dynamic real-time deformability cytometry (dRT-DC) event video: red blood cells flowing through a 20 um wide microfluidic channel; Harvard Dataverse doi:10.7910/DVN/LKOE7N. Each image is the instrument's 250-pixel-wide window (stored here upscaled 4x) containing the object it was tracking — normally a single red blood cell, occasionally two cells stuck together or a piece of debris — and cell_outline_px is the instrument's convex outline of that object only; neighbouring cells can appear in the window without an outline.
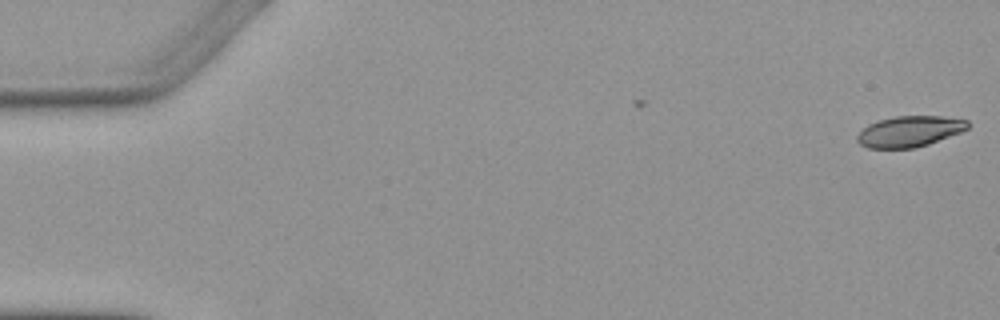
{"species": "Egyptian fruit bat (a non-hibernating species)", "species_latin": "Rousettus aegyptiacus", "temperature_condition": "warm", "stored_images_in_passage": 2, "camera_frame_rate_fps": 3000, "um_per_image_px": 0.085, "animal": {"sex": "female"}, "frame": {"image": 1, "passage_image": 2, "time_ms": 1.333, "image_size_px": [1000, 320], "cell_outline_px": [[968, 128], [960, 132], [928, 144], [916, 148], [868, 148], [860, 144], [856, 140], [856, 136], [868, 124], [880, 120], [896, 116], [940, 116], [968, 120]], "centroid_in_image_um": [77.29, 11.17], "position_along_channel_um": 7.7, "area_um2": 19.71}}